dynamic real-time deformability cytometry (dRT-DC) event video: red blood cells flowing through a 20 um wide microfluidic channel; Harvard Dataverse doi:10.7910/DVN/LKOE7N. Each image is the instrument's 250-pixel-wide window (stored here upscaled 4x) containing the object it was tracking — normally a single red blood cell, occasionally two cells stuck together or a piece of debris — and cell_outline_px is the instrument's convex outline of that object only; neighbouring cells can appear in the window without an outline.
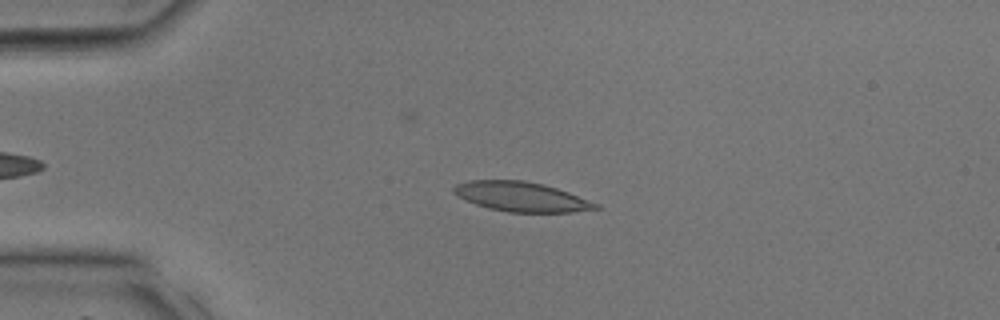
{"species": "common noctule bat (a hibernating species)", "species_latin": "Nyctalus noctula", "temperature_condition": "room temperature", "stored_images_in_passage": 33, "camera_frame_rate_fps": 3000, "um_per_image_px": 0.085, "animal": {"sex": "male", "body_mass_g": 17.9, "forearm_length_mm": 54.2}, "frame": {"image": 1, "passage_image": 9, "time_ms": 2.667, "image_size_px": [1000, 320], "cell_outline_px": [[600, 208], [572, 212], [508, 212], [488, 208], [476, 204], [452, 192], [452, 188], [456, 184], [468, 180], [524, 180], [544, 184], [568, 192], [600, 204]], "centroid_in_image_um": [44.32, 16.71], "position_along_channel_um": 40.7, "area_um2": 24.39}}
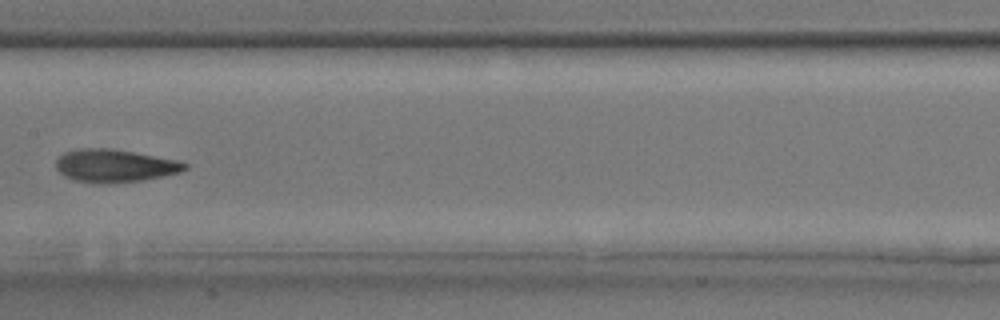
{"frame": {"image": 2, "passage_image": 19, "time_ms": 6.0, "image_size_px": [1000, 320], "cell_outline_px": [[188, 168], [180, 172], [144, 180], [76, 180], [64, 176], [56, 168], [56, 160], [64, 152], [80, 148], [108, 148], [180, 160], [188, 164]], "centroid_in_image_um": [9.79, 14.03], "position_along_channel_um": 197.6, "area_um2": 23.64}}
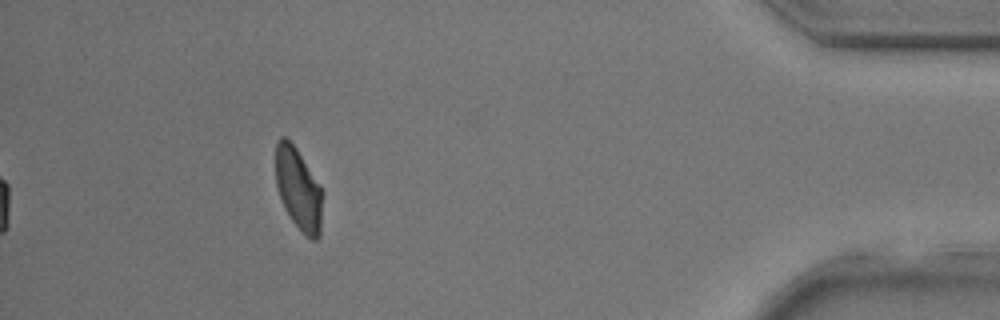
{"frame": {"image": 3, "passage_image": 33, "time_ms": 10.667, "image_size_px": [1000, 320], "cell_outline_px": [[324, 192], [320, 236], [316, 240], [312, 240], [304, 236], [288, 216], [284, 208], [276, 184], [276, 144], [280, 136], [284, 136], [296, 148]], "centroid_in_image_um": [25.39, 16.14], "position_along_channel_um": 409.8, "area_um2": 22.66}}